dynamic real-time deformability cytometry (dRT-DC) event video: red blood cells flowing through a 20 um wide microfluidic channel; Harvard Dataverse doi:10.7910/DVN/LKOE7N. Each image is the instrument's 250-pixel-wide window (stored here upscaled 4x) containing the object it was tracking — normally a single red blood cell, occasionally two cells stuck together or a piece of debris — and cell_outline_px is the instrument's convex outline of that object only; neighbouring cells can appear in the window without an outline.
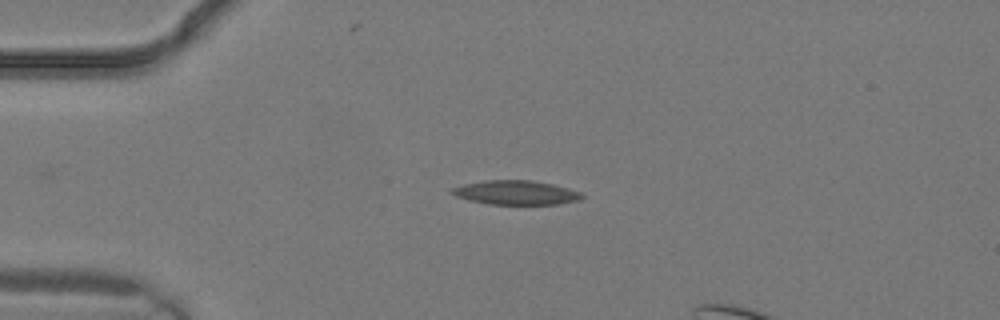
{"species": "common noctule bat (a hibernating species)", "species_latin": "Nyctalus noctula", "temperature_condition": "warm", "stored_images_in_passage": 5, "camera_frame_rate_fps": 3000, "um_per_image_px": 0.085, "animal": {"sex": "male", "body_mass_g": 19.2, "forearm_length_mm": 51.8}, "frame": {"image": 1, "passage_image": 4, "time_ms": 1.0, "image_size_px": [1000, 320], "cell_outline_px": [[584, 196], [580, 200], [556, 204], [488, 204], [468, 200], [456, 196], [448, 192], [452, 188], [464, 184], [484, 180], [532, 180], [552, 184], [568, 188], [580, 192]], "centroid_in_image_um": [43.82, 16.37], "position_along_channel_um": 41.2, "area_um2": 18.32}}